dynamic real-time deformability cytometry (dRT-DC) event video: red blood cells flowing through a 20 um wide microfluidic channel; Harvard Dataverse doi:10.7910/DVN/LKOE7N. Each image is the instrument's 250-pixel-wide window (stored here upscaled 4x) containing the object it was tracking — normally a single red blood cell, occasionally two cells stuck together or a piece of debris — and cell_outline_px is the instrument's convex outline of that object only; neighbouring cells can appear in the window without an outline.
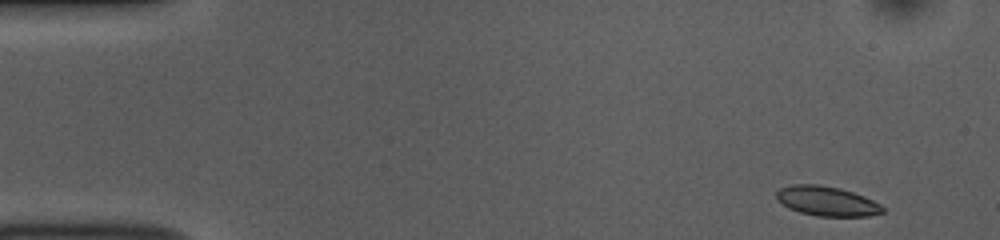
{"species": "common noctule bat (a hibernating species)", "species_latin": "Nyctalus noctula", "temperature_condition": "room temperature", "stored_images_in_passage": 49, "camera_frame_rate_fps": 3000, "um_per_image_px": 0.085, "animal": {"sex": "female", "body_mass_g": 10.0, "forearm_length_mm": 53.1}, "frame": {"image": 1, "passage_image": 1, "time_ms": 0.0, "image_size_px": [1000, 240], "cell_outline_px": [[884, 212], [868, 216], [816, 216], [800, 212], [788, 208], [776, 200], [776, 192], [780, 188], [792, 184], [816, 184], [840, 188], [864, 196], [880, 204], [884, 208]], "centroid_in_image_um": [70.25, 17.09], "position_along_channel_um": 14.7, "area_um2": 18.38}}
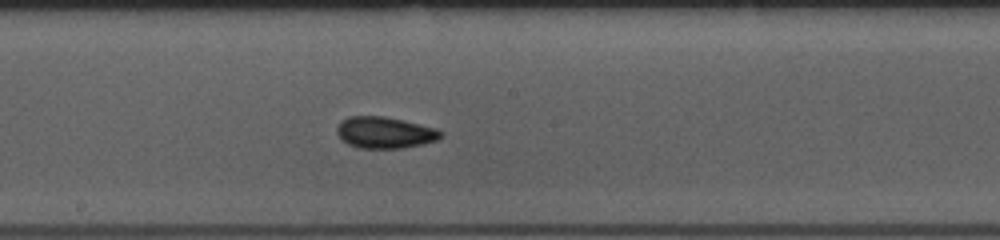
{"frame": {"image": 2, "passage_image": 25, "time_ms": 8.0, "image_size_px": [1000, 240], "cell_outline_px": [[444, 136], [436, 140], [420, 144], [400, 148], [360, 148], [348, 144], [336, 132], [336, 128], [340, 120], [348, 116], [384, 116], [436, 128], [444, 132]], "centroid_in_image_um": [32.7, 11.25], "position_along_channel_um": 215.5, "area_um2": 18.96}}
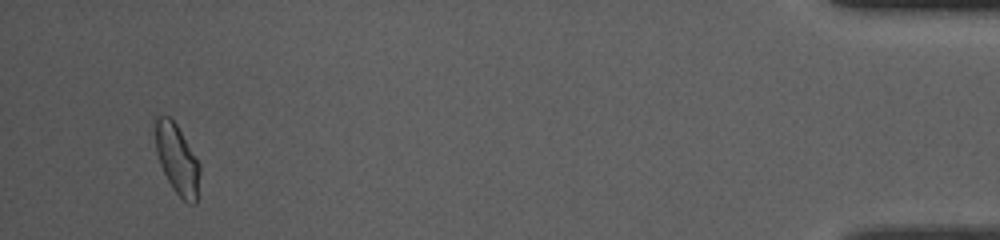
{"frame": {"image": 3, "passage_image": 47, "time_ms": 15.333, "image_size_px": [1000, 240], "cell_outline_px": [[200, 172], [196, 204], [188, 204], [172, 188], [160, 164], [156, 152], [152, 120], [156, 116], [168, 116], [176, 124], [200, 164]], "centroid_in_image_um": [15.02, 13.5], "position_along_channel_um": 420.2, "area_um2": 18.26}, "authors_computed_cell_mechanics": {"area_um2": 18.3226, "velocity_mm_per_s": 3.818, "shape_relaxation_time_tau1_ms": 2.8198, "shape_relaxation_time_tau2_ms": 1.3196, "deformation_change_tau1": 0.0768, "deformation_change_tau2": 0.0643}}